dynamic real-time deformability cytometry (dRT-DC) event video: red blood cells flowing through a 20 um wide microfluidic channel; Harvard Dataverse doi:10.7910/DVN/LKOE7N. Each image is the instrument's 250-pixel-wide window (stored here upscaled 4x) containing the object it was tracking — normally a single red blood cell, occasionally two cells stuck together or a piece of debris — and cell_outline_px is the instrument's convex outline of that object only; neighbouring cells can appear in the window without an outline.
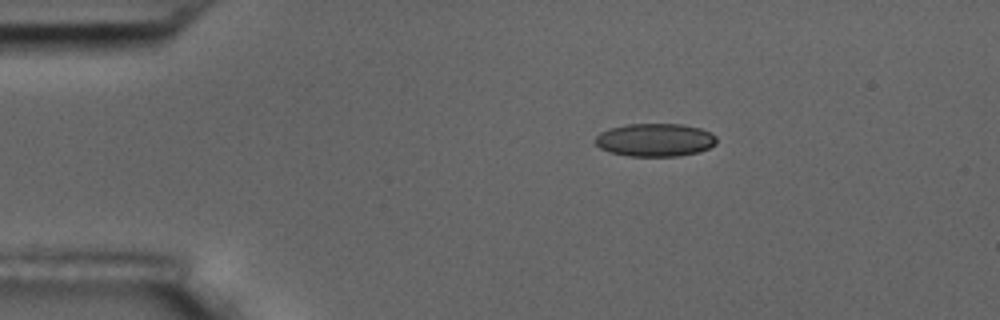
{"species": "common noctule bat (a hibernating species)", "species_latin": "Nyctalus noctula", "temperature_condition": "room temperature", "stored_images_in_passage": 4, "segment_of_instrument_passage": [1, 2], "camera_frame_rate_fps": 3000, "um_per_image_px": 0.085, "animal": {"sex": "male", "body_mass_g": 17.5, "forearm_length_mm": 52.3}, "frame": {"image": 1, "passage_image": 1, "time_ms": 0.0, "image_size_px": [1000, 320], "cell_outline_px": [[716, 144], [700, 152], [680, 156], [628, 156], [608, 152], [600, 148], [596, 144], [596, 136], [600, 132], [612, 128], [628, 124], [680, 124], [700, 128], [716, 136]], "centroid_in_image_um": [55.68, 11.91], "position_along_channel_um": 29.3, "area_um2": 23.35}}